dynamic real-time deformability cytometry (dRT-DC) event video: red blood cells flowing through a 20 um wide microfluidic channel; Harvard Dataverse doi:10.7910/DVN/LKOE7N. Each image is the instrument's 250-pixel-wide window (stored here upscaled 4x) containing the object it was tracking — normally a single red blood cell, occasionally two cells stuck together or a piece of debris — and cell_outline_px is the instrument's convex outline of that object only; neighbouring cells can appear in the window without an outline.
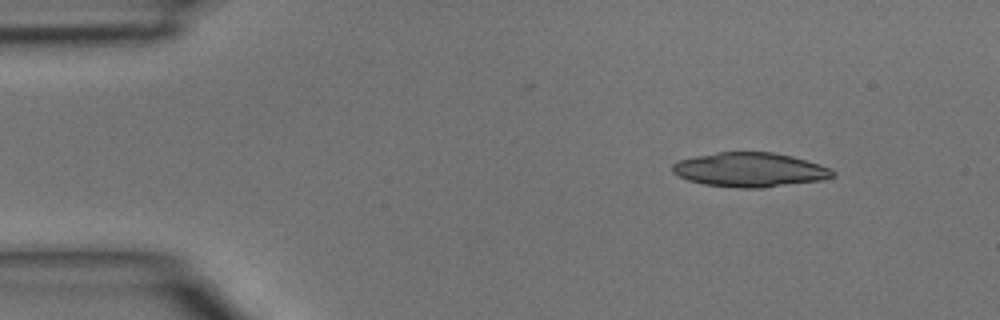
{"species": "common noctule bat (a hibernating species)", "species_latin": "Nyctalus noctula", "temperature_condition": "room temperature", "stored_images_in_passage": 3, "camera_frame_rate_fps": 3000, "um_per_image_px": 0.085, "animal": {"sex": "male", "body_mass_g": 15.6}, "frame": {"image": 1, "passage_image": 1, "time_ms": 0.0, "image_size_px": [1000, 320], "cell_outline_px": [[836, 176], [824, 180], [760, 188], [740, 188], [704, 184], [688, 180], [672, 172], [672, 164], [680, 160], [696, 156], [716, 152], [772, 152], [792, 156], [820, 164], [832, 168], [836, 172]], "centroid_in_image_um": [63.79, 14.43], "position_along_channel_um": 21.2, "area_um2": 32.14}}